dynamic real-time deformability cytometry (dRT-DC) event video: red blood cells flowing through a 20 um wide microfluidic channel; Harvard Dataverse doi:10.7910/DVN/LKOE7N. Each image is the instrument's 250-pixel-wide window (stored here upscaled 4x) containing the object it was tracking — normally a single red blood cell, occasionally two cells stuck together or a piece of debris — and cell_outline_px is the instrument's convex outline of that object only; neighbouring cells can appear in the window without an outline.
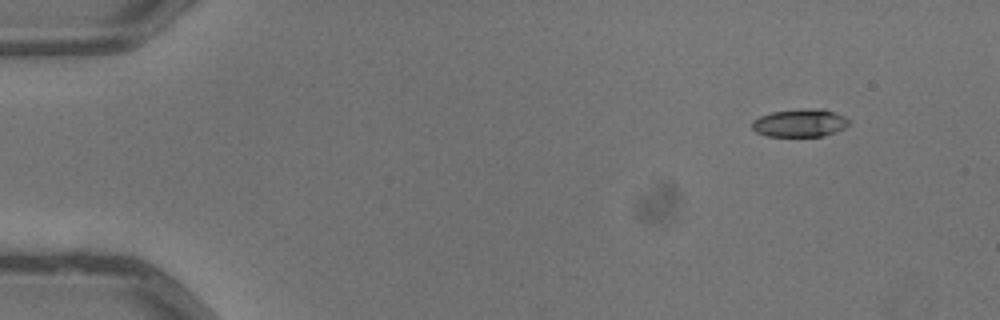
{"species": "common noctule bat (a hibernating species)", "species_latin": "Nyctalus noctula", "temperature_condition": "warm", "stored_images_in_passage": 3, "camera_frame_rate_fps": 3000, "um_per_image_px": 0.085, "animal": {"sex": "male", "body_mass_g": 13.3}, "frame": {"image": 1, "passage_image": 3, "time_ms": 0.667, "image_size_px": [1000, 320], "cell_outline_px": [[852, 120], [844, 128], [824, 136], [768, 136], [756, 132], [752, 128], [752, 120], [760, 116], [772, 112], [804, 108], [820, 108], [844, 116]], "centroid_in_image_um": [67.99, 10.44], "position_along_channel_um": 17.0, "area_um2": 15.78}}